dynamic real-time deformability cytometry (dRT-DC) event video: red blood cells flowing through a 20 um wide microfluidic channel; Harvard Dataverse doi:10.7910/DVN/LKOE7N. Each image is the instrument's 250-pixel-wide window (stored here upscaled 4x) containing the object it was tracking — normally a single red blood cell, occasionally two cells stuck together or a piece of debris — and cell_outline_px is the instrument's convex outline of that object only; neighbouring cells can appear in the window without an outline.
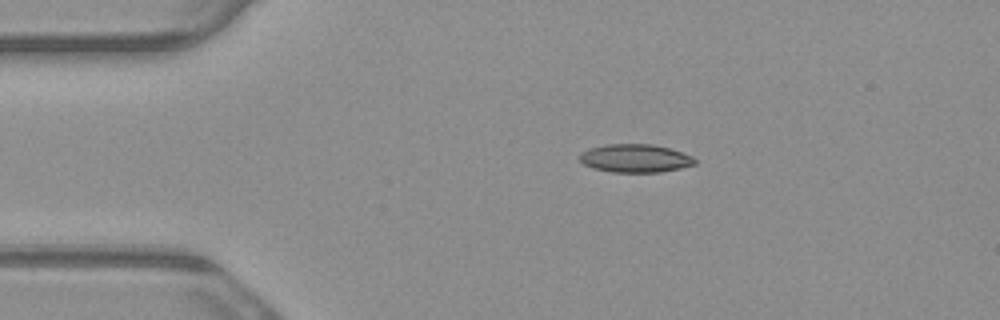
{"species": "common noctule bat (a hibernating species)", "species_latin": "Nyctalus noctula", "temperature_condition": "warm", "stored_images_in_passage": 4, "camera_frame_rate_fps": 3000, "um_per_image_px": 0.085, "animal": {"sex": "male", "body_mass_g": 23.1, "forearm_length_mm": 52.7}, "frame": {"image": 1, "passage_image": 1, "time_ms": 0.0, "image_size_px": [1000, 320], "cell_outline_px": [[696, 164], [680, 168], [660, 172], [612, 172], [592, 168], [584, 164], [580, 160], [580, 152], [588, 148], [608, 144], [652, 144], [668, 148], [692, 156], [696, 160]], "centroid_in_image_um": [53.97, 13.45], "position_along_channel_um": 31.0, "area_um2": 18.9}}
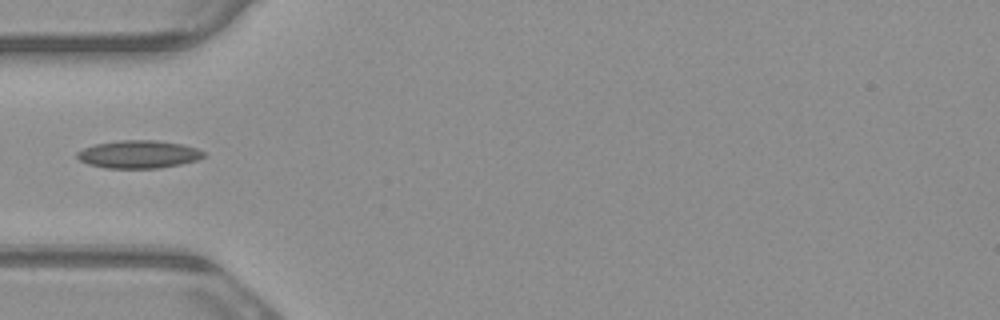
{"frame": {"image": 2, "passage_image": 3, "time_ms": 0.667, "image_size_px": [1000, 320], "cell_outline_px": [[204, 156], [196, 160], [180, 164], [160, 168], [104, 168], [88, 164], [80, 160], [76, 156], [76, 152], [84, 148], [96, 144], [120, 140], [156, 140], [180, 144], [196, 148], [204, 152]], "centroid_in_image_um": [11.75, 13.12], "position_along_channel_um": 73.3, "area_um2": 20.4}}
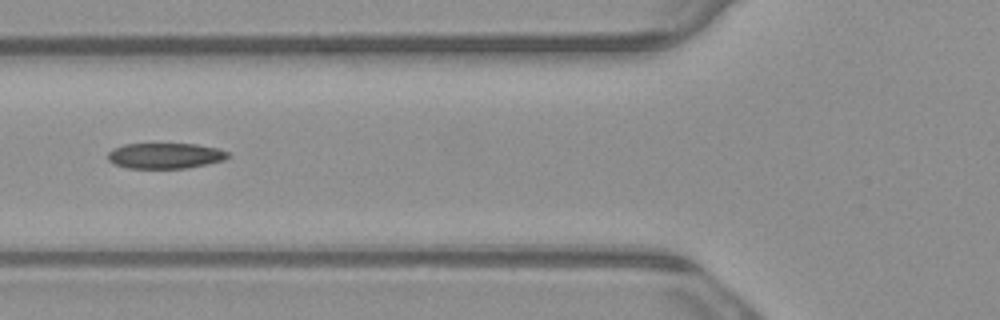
{"frame": {"image": 3, "passage_image": 4, "time_ms": 1.0, "image_size_px": [1000, 320], "cell_outline_px": [[228, 156], [224, 160], [188, 168], [128, 168], [116, 164], [108, 160], [108, 152], [112, 148], [124, 144], [196, 144], [220, 148], [228, 152]], "centroid_in_image_um": [14.04, 13.23], "position_along_channel_um": 111.8, "area_um2": 17.92}}